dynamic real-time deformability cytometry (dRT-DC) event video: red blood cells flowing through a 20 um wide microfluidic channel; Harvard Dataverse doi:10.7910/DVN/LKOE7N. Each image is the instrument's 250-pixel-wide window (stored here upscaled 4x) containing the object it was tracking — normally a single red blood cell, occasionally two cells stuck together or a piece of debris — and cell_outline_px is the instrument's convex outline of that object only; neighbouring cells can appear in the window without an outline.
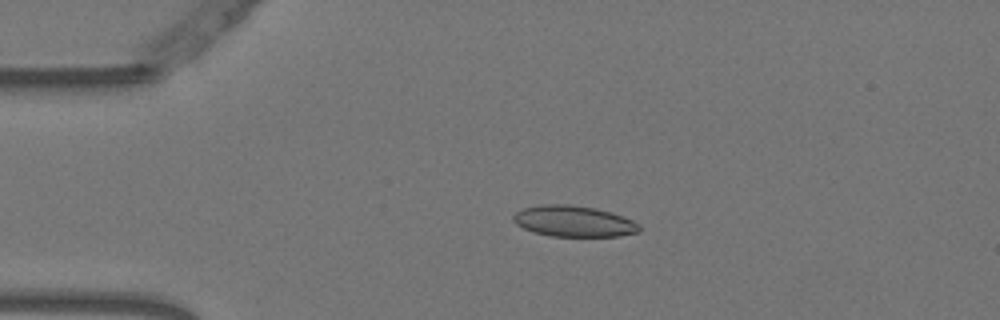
{"species": "Egyptian fruit bat (a non-hibernating species)", "species_latin": "Rousettus aegyptiacus", "temperature_condition": "warm", "stored_images_in_passage": 41, "camera_frame_rate_fps": 3000, "um_per_image_px": 0.085, "animal": {"sex": "female"}, "frame": {"image": 1, "passage_image": 12, "time_ms": 3.667, "image_size_px": [1000, 320], "cell_outline_px": [[640, 232], [620, 236], [552, 236], [532, 232], [516, 224], [512, 220], [512, 216], [516, 212], [524, 208], [544, 204], [568, 204], [596, 208], [612, 212], [624, 216], [640, 224]], "centroid_in_image_um": [48.79, 18.8], "position_along_channel_um": 36.2, "area_um2": 22.95}}
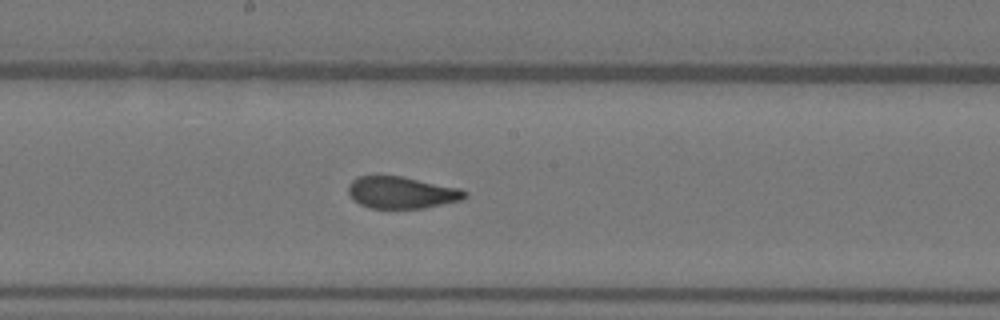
{"frame": {"image": 2, "passage_image": 29, "time_ms": 9.333, "image_size_px": [1000, 320], "cell_outline_px": [[468, 196], [464, 200], [424, 208], [372, 208], [360, 204], [348, 192], [348, 184], [356, 176], [400, 176], [460, 188], [468, 192]], "centroid_in_image_um": [34.18, 16.36], "position_along_channel_um": 214.0, "area_um2": 21.62}}
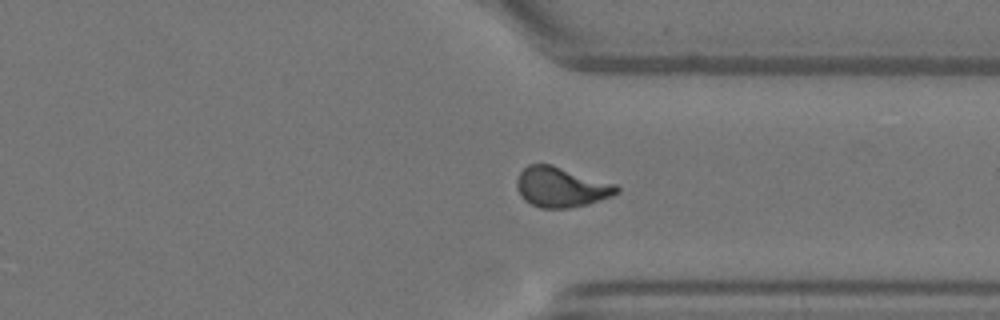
{"frame": {"image": 3, "passage_image": 41, "time_ms": 13.333, "image_size_px": [1000, 320], "cell_outline_px": [[620, 192], [612, 196], [588, 204], [568, 208], [540, 208], [524, 200], [516, 188], [516, 180], [520, 172], [528, 164], [552, 164], [616, 184], [620, 188]], "centroid_in_image_um": [47.7, 15.9], "position_along_channel_um": 363.7, "area_um2": 23.47}, "authors_computed_cell_mechanics": {"area_um2": 22.4842, "velocity_mm_per_s": 3.7591, "shape_relaxation_time_tau1_ms": null, "shape_relaxation_time_tau2_ms": 1.0845, "deformation_change_tau1": null, "deformation_change_tau2": 0.0798}}